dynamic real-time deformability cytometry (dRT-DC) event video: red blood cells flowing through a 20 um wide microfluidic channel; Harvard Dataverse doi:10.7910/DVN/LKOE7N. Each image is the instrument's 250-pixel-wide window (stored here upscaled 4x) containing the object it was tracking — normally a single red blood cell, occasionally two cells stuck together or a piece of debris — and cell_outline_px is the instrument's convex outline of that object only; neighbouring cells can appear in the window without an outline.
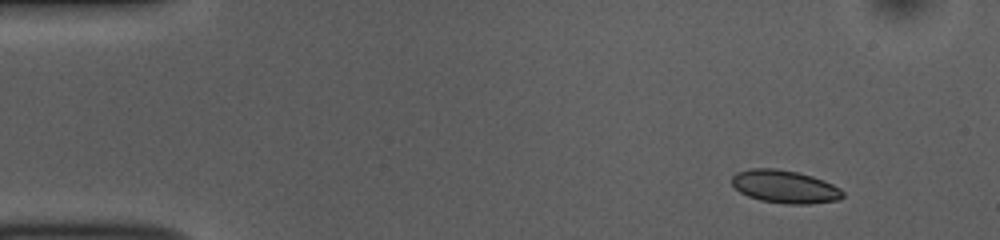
{"species": "common noctule bat (a hibernating species)", "species_latin": "Nyctalus noctula", "temperature_condition": "room temperature", "stored_images_in_passage": 49, "camera_frame_rate_fps": 3000, "um_per_image_px": 0.085, "animal": {"sex": "female", "body_mass_g": 10.0, "forearm_length_mm": 53.1}, "frame": {"image": 1, "passage_image": 1, "time_ms": 0.0, "image_size_px": [1000, 240], "cell_outline_px": [[844, 196], [840, 200], [808, 204], [784, 204], [760, 200], [748, 196], [740, 192], [732, 184], [732, 176], [736, 172], [752, 168], [776, 168], [796, 172], [812, 176], [824, 180], [840, 188], [844, 192]], "centroid_in_image_um": [66.72, 15.87], "position_along_channel_um": 18.3, "area_um2": 21.39}}
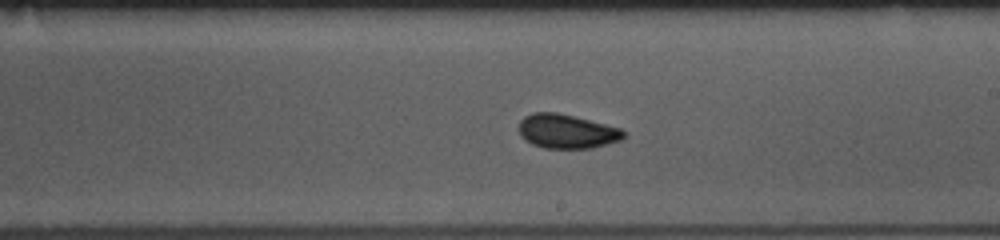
{"frame": {"image": 2, "passage_image": 26, "time_ms": 8.333, "image_size_px": [1000, 240], "cell_outline_px": [[624, 136], [620, 140], [592, 148], [544, 148], [532, 144], [524, 140], [520, 136], [520, 120], [524, 116], [532, 112], [556, 112], [620, 128], [624, 132]], "centroid_in_image_um": [48.12, 11.17], "position_along_channel_um": 240.9, "area_um2": 20.63}}
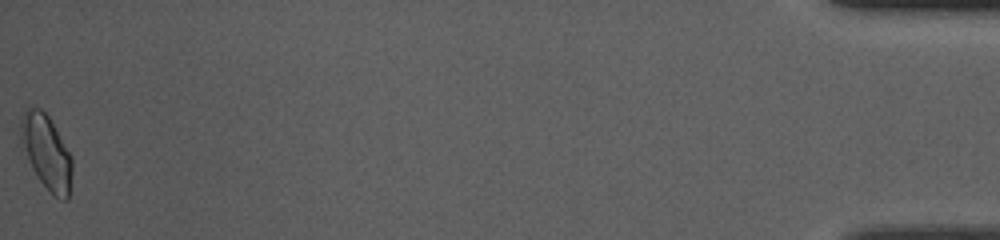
{"frame": {"image": 3, "passage_image": 49, "time_ms": 16.0, "image_size_px": [1000, 240], "cell_outline_px": [[72, 172], [68, 200], [64, 200], [52, 196], [36, 176], [20, 144], [20, 120], [24, 112], [28, 108], [40, 108], [48, 116], [72, 156]], "centroid_in_image_um": [3.94, 12.96], "position_along_channel_um": 431.3, "area_um2": 22.37}, "authors_computed_cell_mechanics": {"area_um2": 20.6346, "velocity_mm_per_s": 3.744, "shape_relaxation_time_tau1_ms": 2.4195, "shape_relaxation_time_tau2_ms": 1.3847, "deformation_change_tau1": 0.0873, "deformation_change_tau2": 0.0511}}